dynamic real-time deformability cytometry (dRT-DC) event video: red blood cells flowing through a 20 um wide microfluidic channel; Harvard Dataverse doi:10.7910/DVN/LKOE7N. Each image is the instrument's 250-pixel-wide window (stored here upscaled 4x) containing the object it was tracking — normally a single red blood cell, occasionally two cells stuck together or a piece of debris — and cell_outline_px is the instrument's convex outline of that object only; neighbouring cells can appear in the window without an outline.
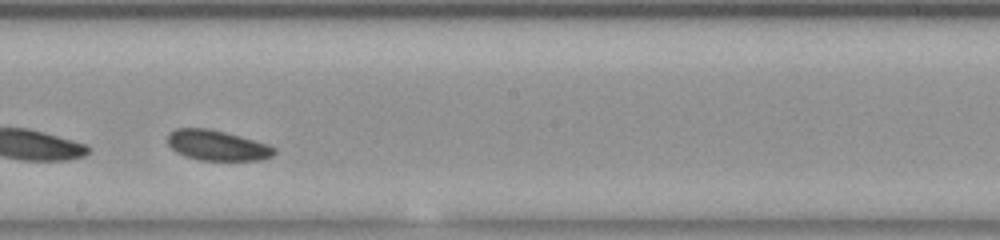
{"species": "common noctule bat (a hibernating species)", "species_latin": "Nyctalus noctula", "temperature_condition": "room temperature", "stored_images_in_passage": 33, "segment_of_instrument_passage": [2, 2], "camera_frame_rate_fps": 3000, "um_per_image_px": 0.085, "animal": {"sex": "female", "body_mass_g": 23.0, "forearm_length_mm": 53.4}, "frame": {"image": 1, "passage_image": 19, "time_ms": 6.0, "image_size_px": [1000, 240], "cell_outline_px": [[276, 152], [272, 156], [260, 160], [200, 160], [184, 156], [176, 152], [168, 144], [168, 132], [176, 128], [208, 128], [224, 132], [268, 144], [276, 148]], "centroid_in_image_um": [18.44, 12.36], "position_along_channel_um": 229.8, "area_um2": 18.79}}